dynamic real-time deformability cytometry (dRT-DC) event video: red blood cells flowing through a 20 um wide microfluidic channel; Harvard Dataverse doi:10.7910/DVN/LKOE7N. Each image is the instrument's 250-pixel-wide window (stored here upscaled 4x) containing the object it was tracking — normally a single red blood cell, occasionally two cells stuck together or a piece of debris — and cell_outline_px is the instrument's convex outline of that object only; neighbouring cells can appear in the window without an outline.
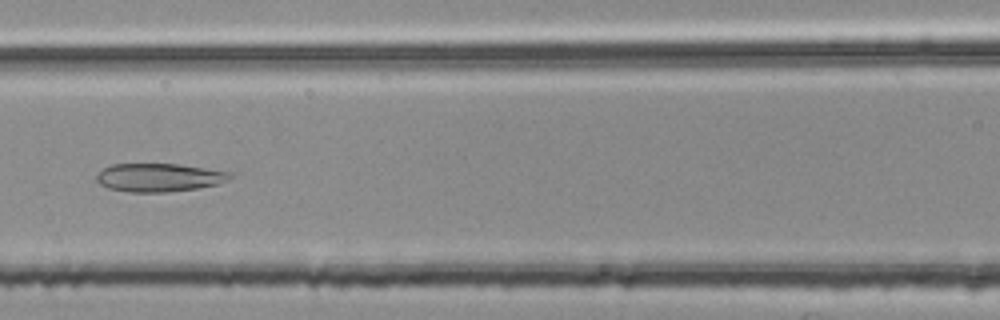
{"species": "common noctule bat (a hibernating species)", "species_latin": "Nyctalus noctula", "temperature_condition": "room temperature", "stored_images_in_passage": 42, "camera_frame_rate_fps": 3000, "um_per_image_px": 0.085, "animal": {"sex": "female", "body_mass_g": 25.1}, "frame": {"image": 1, "passage_image": 23, "time_ms": 7.333, "image_size_px": [1000, 320], "cell_outline_px": [[232, 176], [228, 180], [220, 184], [196, 188], [168, 192], [128, 192], [108, 188], [100, 184], [96, 180], [96, 176], [104, 168], [112, 164], [180, 164], [232, 172]], "centroid_in_image_um": [13.54, 15.09], "position_along_channel_um": 153.1, "area_um2": 22.08}}
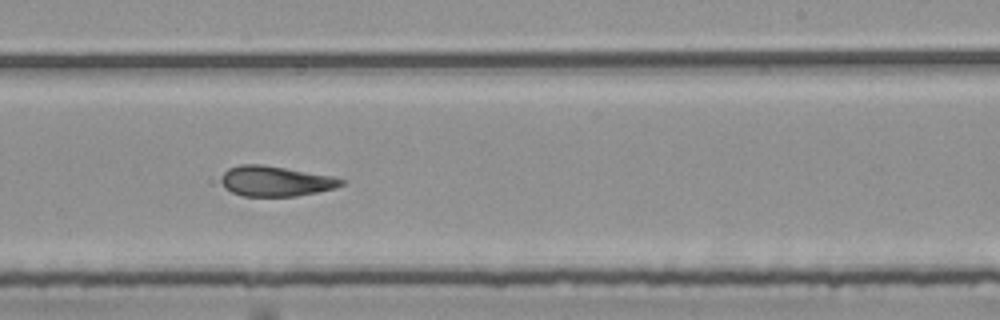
{"frame": {"image": 2, "passage_image": 32, "time_ms": 10.333, "image_size_px": [1000, 320], "cell_outline_px": [[344, 184], [336, 188], [296, 196], [244, 196], [232, 192], [224, 188], [220, 180], [220, 176], [228, 168], [240, 164], [260, 164], [332, 176], [344, 180]], "centroid_in_image_um": [23.38, 15.4], "position_along_channel_um": 265.6, "area_um2": 21.1}}
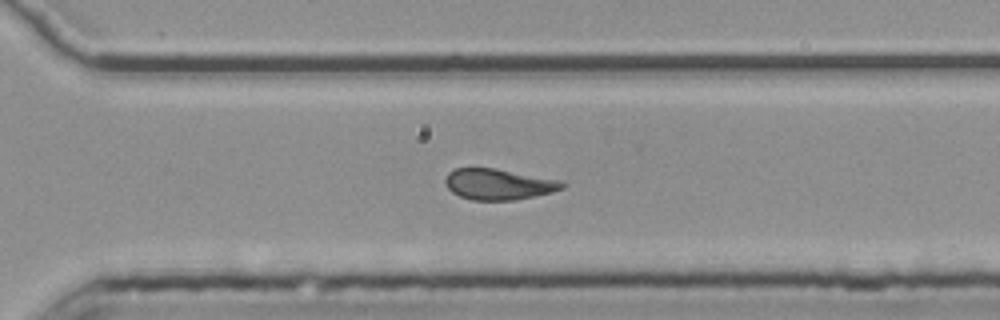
{"frame": {"image": 3, "passage_image": 37, "time_ms": 12.0, "image_size_px": [1000, 320], "cell_outline_px": [[568, 184], [564, 188], [552, 192], [516, 200], [472, 200], [460, 196], [452, 192], [444, 184], [444, 180], [448, 172], [452, 168], [496, 168], [564, 180]], "centroid_in_image_um": [42.41, 15.65], "position_along_channel_um": 328.2, "area_um2": 21.5}, "authors_computed_cell_mechanics": {"area_um2": 22.6865, "velocity_mm_per_s": 3.7637, "shape_relaxation_time_tau1_ms": null, "shape_relaxation_time_tau2_ms": 1.7301, "deformation_change_tau1": null, "deformation_change_tau2": 0.1043}}